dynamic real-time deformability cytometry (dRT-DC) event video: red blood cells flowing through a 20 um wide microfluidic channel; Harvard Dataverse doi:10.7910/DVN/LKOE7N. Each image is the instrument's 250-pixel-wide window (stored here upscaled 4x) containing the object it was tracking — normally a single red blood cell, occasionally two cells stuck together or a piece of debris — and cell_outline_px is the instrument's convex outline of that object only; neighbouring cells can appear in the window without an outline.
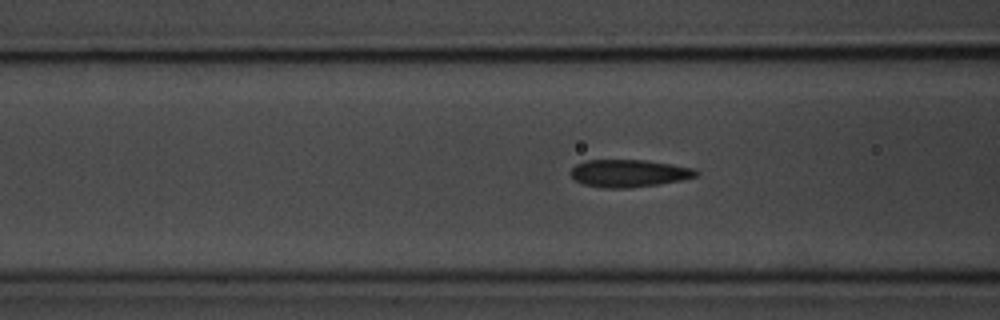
{"species": "common noctule bat (a hibernating species)", "species_latin": "Nyctalus noctula", "temperature_condition": "room temperature", "stored_images_in_passage": 41, "segment_of_instrument_passage": [1, 2], "camera_frame_rate_fps": 3000, "um_per_image_px": 0.085, "animal": {"sex": "male", "body_mass_g": 20.1, "forearm_length_mm": 53.5}, "frame": {"image": 1, "passage_image": 6, "time_ms": 1.667, "image_size_px": [1000, 320], "cell_outline_px": [[700, 172], [696, 176], [680, 180], [660, 184], [632, 188], [604, 188], [584, 184], [576, 180], [568, 172], [576, 164], [584, 160], [644, 160], [672, 164], [692, 168]], "centroid_in_image_um": [53.43, 14.73], "position_along_channel_um": 113.2, "area_um2": 20.11}}
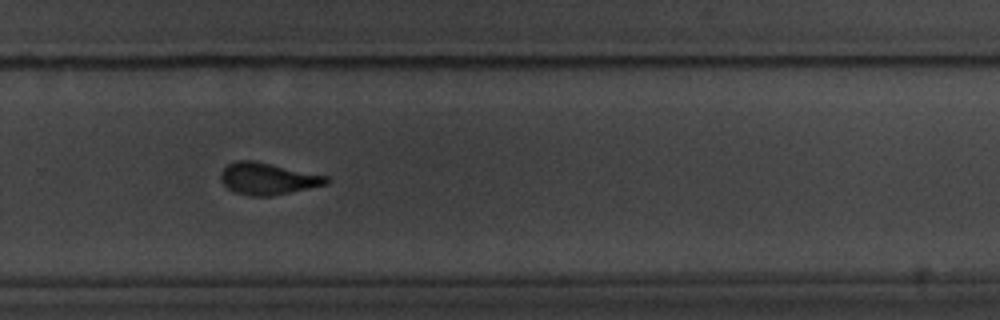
{"frame": {"image": 2, "passage_image": 22, "time_ms": 7.0, "image_size_px": [1000, 320], "cell_outline_px": [[332, 180], [328, 184], [268, 196], [252, 196], [232, 192], [220, 180], [220, 172], [228, 164], [236, 160], [256, 160], [328, 176]], "centroid_in_image_um": [22.75, 15.17], "position_along_channel_um": 307.1, "area_um2": 19.71}}
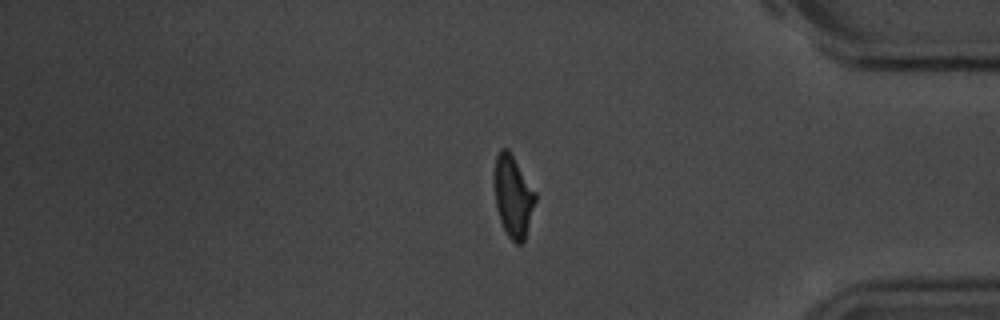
{"frame": {"image": 3, "passage_image": 31, "time_ms": 10.0, "image_size_px": [1000, 320], "cell_outline_px": [[536, 200], [524, 240], [520, 244], [516, 244], [508, 236], [500, 220], [496, 208], [496, 156], [500, 148], [508, 148], [536, 192]], "centroid_in_image_um": [43.64, 16.69], "position_along_channel_um": 391.6, "area_um2": 19.02}}